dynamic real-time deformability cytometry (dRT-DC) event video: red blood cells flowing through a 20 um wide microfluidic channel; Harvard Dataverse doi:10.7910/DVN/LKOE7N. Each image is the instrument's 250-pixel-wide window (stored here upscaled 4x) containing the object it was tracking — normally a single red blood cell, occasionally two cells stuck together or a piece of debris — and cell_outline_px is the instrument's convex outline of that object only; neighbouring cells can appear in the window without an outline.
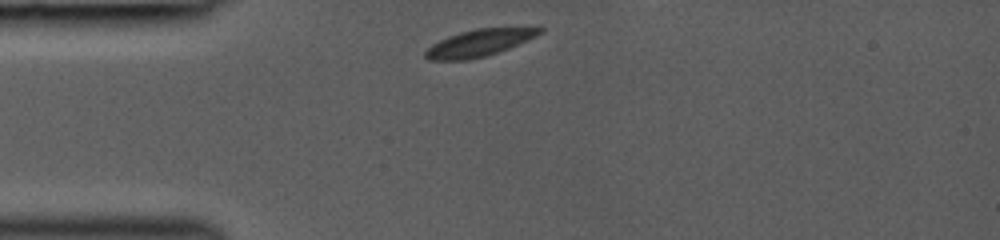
{"species": "common noctule bat (a hibernating species)", "species_latin": "Nyctalus noctula", "temperature_condition": "room temperature", "stored_images_in_passage": 2, "camera_frame_rate_fps": 3000, "um_per_image_px": 0.085, "animal": {"sex": "female", "body_mass_g": 19.0, "forearm_length_mm": 53.3}, "frame": {"image": 1, "passage_image": 1, "time_ms": 0.0, "image_size_px": [1000, 240], "cell_outline_px": [[544, 32], [528, 40], [508, 48], [484, 56], [468, 60], [428, 60], [424, 56], [424, 52], [432, 44], [448, 36], [460, 32], [476, 28], [544, 28]], "centroid_in_image_um": [40.69, 3.65], "position_along_channel_um": 44.3, "area_um2": 17.69}}